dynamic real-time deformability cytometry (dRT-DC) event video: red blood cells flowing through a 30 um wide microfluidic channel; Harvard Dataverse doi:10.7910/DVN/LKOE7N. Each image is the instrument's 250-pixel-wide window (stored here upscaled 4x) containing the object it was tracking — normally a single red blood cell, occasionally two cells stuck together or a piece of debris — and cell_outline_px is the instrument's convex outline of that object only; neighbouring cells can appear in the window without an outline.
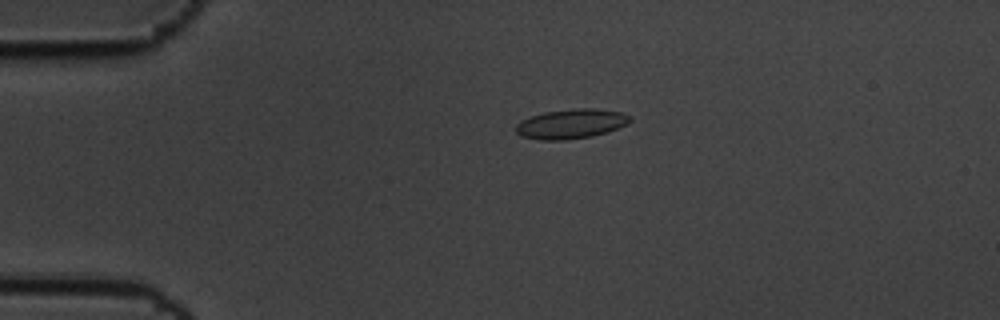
{"species": "common noctule bat (a hibernating species)", "species_latin": "Nyctalus noctula", "temperature_condition": "cold", "stored_images_in_passage": 9, "camera_frame_rate_fps": 3000, "um_per_image_px": 0.085, "animal": {"sex": "male", "body_mass_g": 19.5, "forearm_length_mm": 54.6}, "frame": {"image": 1, "passage_image": 1, "time_ms": 0.0, "image_size_px": [1000, 320], "cell_outline_px": [[632, 120], [628, 124], [608, 132], [592, 136], [564, 140], [540, 140], [520, 136], [516, 132], [516, 124], [520, 120], [544, 112], [576, 108], [596, 108], [624, 112], [632, 116]], "centroid_in_image_um": [48.58, 10.52], "position_along_channel_um": 36.4, "area_um2": 20.0}}
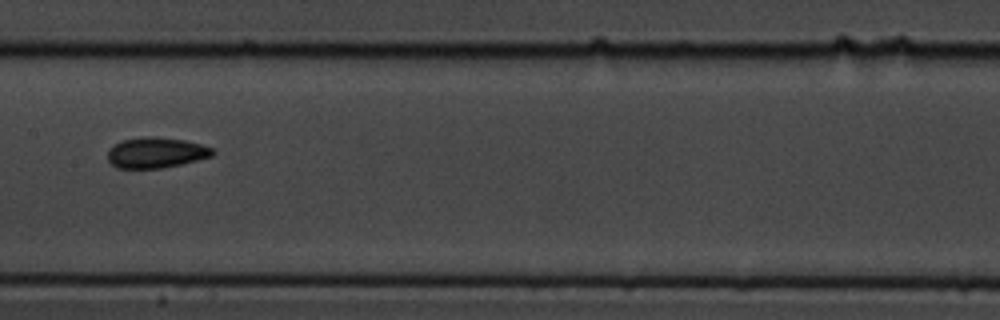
{"frame": {"image": 2, "passage_image": 6, "time_ms": 1.667, "image_size_px": [1000, 320], "cell_outline_px": [[216, 152], [212, 156], [180, 164], [160, 168], [116, 168], [108, 160], [108, 148], [112, 144], [120, 140], [144, 136], [156, 136], [184, 140], [200, 144], [212, 148]], "centroid_in_image_um": [13.21, 12.96], "position_along_channel_um": 194.2, "area_um2": 18.84}}
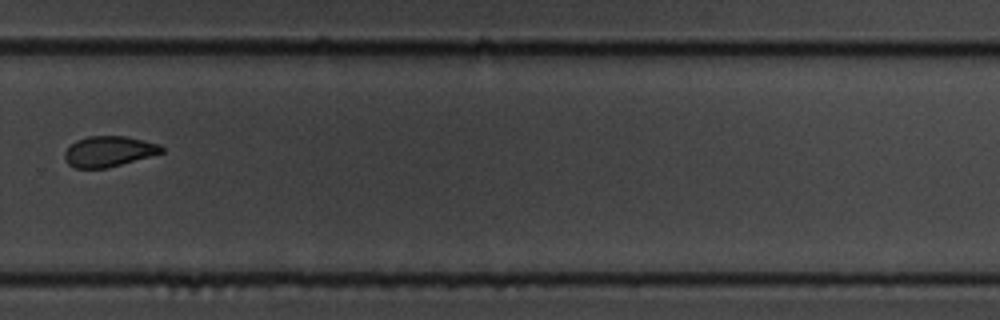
{"frame": {"image": 3, "passage_image": 9, "time_ms": 2.667, "image_size_px": [1000, 320], "cell_outline_px": [[164, 152], [108, 168], [76, 168], [68, 164], [64, 160], [64, 152], [76, 140], [88, 136], [124, 136], [144, 140], [160, 144], [164, 148]], "centroid_in_image_um": [9.24, 12.87], "position_along_channel_um": 320.6, "area_um2": 17.28}}